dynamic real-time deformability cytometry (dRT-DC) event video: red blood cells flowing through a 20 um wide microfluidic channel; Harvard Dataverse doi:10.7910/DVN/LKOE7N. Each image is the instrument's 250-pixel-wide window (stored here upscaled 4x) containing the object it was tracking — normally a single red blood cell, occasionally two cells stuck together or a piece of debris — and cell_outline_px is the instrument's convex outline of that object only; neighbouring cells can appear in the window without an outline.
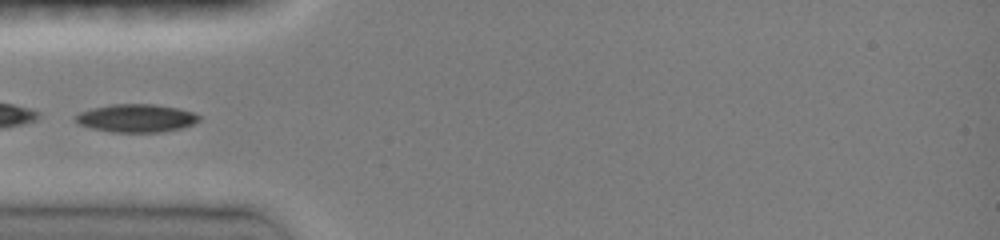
{"species": "common noctule bat (a hibernating species)", "species_latin": "Nyctalus noctula", "temperature_condition": "room temperature", "stored_images_in_passage": 17, "camera_frame_rate_fps": 3000, "um_per_image_px": 0.085, "animal": {"sex": "female", "body_mass_g": 19.0, "forearm_length_mm": 51.5}, "frame": {"image": 1, "passage_image": 12, "time_ms": 4.667, "image_size_px": [1000, 240], "cell_outline_px": [[200, 120], [192, 124], [180, 128], [160, 132], [112, 132], [92, 128], [80, 124], [76, 120], [76, 116], [80, 112], [92, 108], [112, 104], [156, 104], [180, 108], [196, 112], [200, 116]], "centroid_in_image_um": [11.64, 10.03], "position_along_channel_um": 73.4, "area_um2": 20.17}}